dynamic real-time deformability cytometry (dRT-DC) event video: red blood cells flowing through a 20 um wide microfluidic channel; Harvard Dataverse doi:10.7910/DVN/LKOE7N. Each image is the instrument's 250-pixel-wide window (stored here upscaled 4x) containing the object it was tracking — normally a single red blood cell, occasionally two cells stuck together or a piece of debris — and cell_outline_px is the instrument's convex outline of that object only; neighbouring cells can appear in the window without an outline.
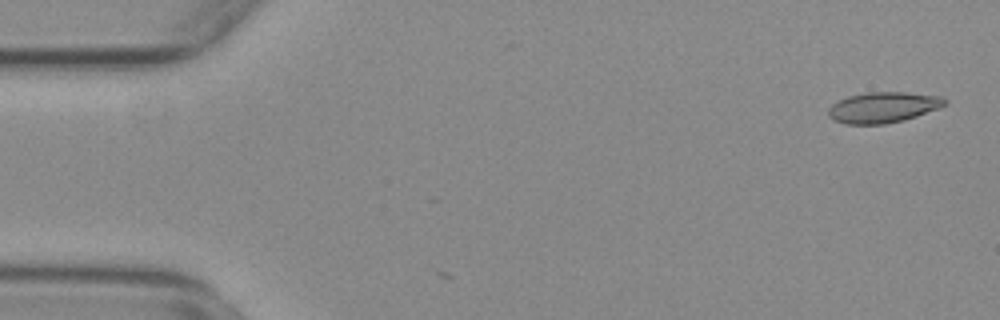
{"species": "common noctule bat (a hibernating species)", "species_latin": "Nyctalus noctula", "temperature_condition": "warm", "stored_images_in_passage": 2, "camera_frame_rate_fps": 3000, "um_per_image_px": 0.085, "animal": {"sex": "female", "body_mass_g": 29.2, "forearm_length_mm": 56.3}, "frame": {"image": 1, "passage_image": 2, "time_ms": 0.333, "image_size_px": [1000, 320], "cell_outline_px": [[948, 100], [940, 108], [904, 120], [884, 124], [844, 124], [832, 120], [828, 116], [828, 108], [832, 104], [848, 96], [868, 92], [904, 92], [940, 96]], "centroid_in_image_um": [75.04, 9.13], "position_along_channel_um": 10.0, "area_um2": 20.87}}